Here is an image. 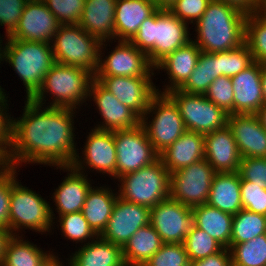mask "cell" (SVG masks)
Instances as JSON below:
<instances>
[{"instance_id": "19", "label": "cell", "mask_w": 266, "mask_h": 266, "mask_svg": "<svg viewBox=\"0 0 266 266\" xmlns=\"http://www.w3.org/2000/svg\"><path fill=\"white\" fill-rule=\"evenodd\" d=\"M89 97H93L99 113L103 117V124L95 129L104 131H117L132 129L140 125L141 118L128 106L122 104L117 98L105 89L95 78L89 88Z\"/></svg>"}, {"instance_id": "13", "label": "cell", "mask_w": 266, "mask_h": 266, "mask_svg": "<svg viewBox=\"0 0 266 266\" xmlns=\"http://www.w3.org/2000/svg\"><path fill=\"white\" fill-rule=\"evenodd\" d=\"M150 224L163 243L183 244L194 225L192 208L170 197L150 208Z\"/></svg>"}, {"instance_id": "6", "label": "cell", "mask_w": 266, "mask_h": 266, "mask_svg": "<svg viewBox=\"0 0 266 266\" xmlns=\"http://www.w3.org/2000/svg\"><path fill=\"white\" fill-rule=\"evenodd\" d=\"M103 45L107 46L80 25H61L51 41L55 63L81 67L93 75L97 72Z\"/></svg>"}, {"instance_id": "36", "label": "cell", "mask_w": 266, "mask_h": 266, "mask_svg": "<svg viewBox=\"0 0 266 266\" xmlns=\"http://www.w3.org/2000/svg\"><path fill=\"white\" fill-rule=\"evenodd\" d=\"M266 234V216L241 209L233 215L231 244H240Z\"/></svg>"}, {"instance_id": "55", "label": "cell", "mask_w": 266, "mask_h": 266, "mask_svg": "<svg viewBox=\"0 0 266 266\" xmlns=\"http://www.w3.org/2000/svg\"><path fill=\"white\" fill-rule=\"evenodd\" d=\"M58 256H55L54 253L51 254L41 266H64L59 260Z\"/></svg>"}, {"instance_id": "23", "label": "cell", "mask_w": 266, "mask_h": 266, "mask_svg": "<svg viewBox=\"0 0 266 266\" xmlns=\"http://www.w3.org/2000/svg\"><path fill=\"white\" fill-rule=\"evenodd\" d=\"M204 134L186 130L173 144L159 154L165 168L176 172L205 158Z\"/></svg>"}, {"instance_id": "49", "label": "cell", "mask_w": 266, "mask_h": 266, "mask_svg": "<svg viewBox=\"0 0 266 266\" xmlns=\"http://www.w3.org/2000/svg\"><path fill=\"white\" fill-rule=\"evenodd\" d=\"M5 96V92L0 90V145L8 152L12 141V120L14 118L6 113L8 96Z\"/></svg>"}, {"instance_id": "14", "label": "cell", "mask_w": 266, "mask_h": 266, "mask_svg": "<svg viewBox=\"0 0 266 266\" xmlns=\"http://www.w3.org/2000/svg\"><path fill=\"white\" fill-rule=\"evenodd\" d=\"M118 42L115 49L104 60L101 58L103 49L100 48V62L94 76L151 77L154 75V66L149 62L145 52L139 50L130 41Z\"/></svg>"}, {"instance_id": "46", "label": "cell", "mask_w": 266, "mask_h": 266, "mask_svg": "<svg viewBox=\"0 0 266 266\" xmlns=\"http://www.w3.org/2000/svg\"><path fill=\"white\" fill-rule=\"evenodd\" d=\"M238 172L241 180L251 181L266 189V158H241Z\"/></svg>"}, {"instance_id": "28", "label": "cell", "mask_w": 266, "mask_h": 266, "mask_svg": "<svg viewBox=\"0 0 266 266\" xmlns=\"http://www.w3.org/2000/svg\"><path fill=\"white\" fill-rule=\"evenodd\" d=\"M207 204L232 215L243 209L241 176L238 171L215 174Z\"/></svg>"}, {"instance_id": "52", "label": "cell", "mask_w": 266, "mask_h": 266, "mask_svg": "<svg viewBox=\"0 0 266 266\" xmlns=\"http://www.w3.org/2000/svg\"><path fill=\"white\" fill-rule=\"evenodd\" d=\"M11 234L7 229L0 227V266L3 259V254L5 250V245L7 240L10 238Z\"/></svg>"}, {"instance_id": "30", "label": "cell", "mask_w": 266, "mask_h": 266, "mask_svg": "<svg viewBox=\"0 0 266 266\" xmlns=\"http://www.w3.org/2000/svg\"><path fill=\"white\" fill-rule=\"evenodd\" d=\"M117 197L118 195L109 187L102 186L96 189L91 187L88 191L82 213L97 236H100L106 228Z\"/></svg>"}, {"instance_id": "59", "label": "cell", "mask_w": 266, "mask_h": 266, "mask_svg": "<svg viewBox=\"0 0 266 266\" xmlns=\"http://www.w3.org/2000/svg\"><path fill=\"white\" fill-rule=\"evenodd\" d=\"M0 39H1V37H0ZM1 41H2V40H0V46L2 47V45H1L2 42H1ZM1 47H0V63H1V61H3V60H2V59H3V50H2L3 48H1ZM0 90H1V91H2V90L4 91V89H2L1 86H0Z\"/></svg>"}, {"instance_id": "25", "label": "cell", "mask_w": 266, "mask_h": 266, "mask_svg": "<svg viewBox=\"0 0 266 266\" xmlns=\"http://www.w3.org/2000/svg\"><path fill=\"white\" fill-rule=\"evenodd\" d=\"M116 0H85L78 25L106 43L115 38Z\"/></svg>"}, {"instance_id": "33", "label": "cell", "mask_w": 266, "mask_h": 266, "mask_svg": "<svg viewBox=\"0 0 266 266\" xmlns=\"http://www.w3.org/2000/svg\"><path fill=\"white\" fill-rule=\"evenodd\" d=\"M23 240L17 235L10 236L5 245L1 266H41L52 254Z\"/></svg>"}, {"instance_id": "22", "label": "cell", "mask_w": 266, "mask_h": 266, "mask_svg": "<svg viewBox=\"0 0 266 266\" xmlns=\"http://www.w3.org/2000/svg\"><path fill=\"white\" fill-rule=\"evenodd\" d=\"M234 89V114H256L264 105L261 87V64L253 62L231 77Z\"/></svg>"}, {"instance_id": "2", "label": "cell", "mask_w": 266, "mask_h": 266, "mask_svg": "<svg viewBox=\"0 0 266 266\" xmlns=\"http://www.w3.org/2000/svg\"><path fill=\"white\" fill-rule=\"evenodd\" d=\"M247 13L223 1L211 0L196 22L194 42L203 52H225L245 43Z\"/></svg>"}, {"instance_id": "20", "label": "cell", "mask_w": 266, "mask_h": 266, "mask_svg": "<svg viewBox=\"0 0 266 266\" xmlns=\"http://www.w3.org/2000/svg\"><path fill=\"white\" fill-rule=\"evenodd\" d=\"M227 125L242 158H266V129L257 114H233Z\"/></svg>"}, {"instance_id": "56", "label": "cell", "mask_w": 266, "mask_h": 266, "mask_svg": "<svg viewBox=\"0 0 266 266\" xmlns=\"http://www.w3.org/2000/svg\"><path fill=\"white\" fill-rule=\"evenodd\" d=\"M158 9L168 10L176 0H152Z\"/></svg>"}, {"instance_id": "4", "label": "cell", "mask_w": 266, "mask_h": 266, "mask_svg": "<svg viewBox=\"0 0 266 266\" xmlns=\"http://www.w3.org/2000/svg\"><path fill=\"white\" fill-rule=\"evenodd\" d=\"M3 59L11 64L26 87L30 100L39 90L43 79L55 64L51 43L13 39L7 36Z\"/></svg>"}, {"instance_id": "21", "label": "cell", "mask_w": 266, "mask_h": 266, "mask_svg": "<svg viewBox=\"0 0 266 266\" xmlns=\"http://www.w3.org/2000/svg\"><path fill=\"white\" fill-rule=\"evenodd\" d=\"M204 143L205 159L217 173L239 171L242 157L228 125L205 134Z\"/></svg>"}, {"instance_id": "29", "label": "cell", "mask_w": 266, "mask_h": 266, "mask_svg": "<svg viewBox=\"0 0 266 266\" xmlns=\"http://www.w3.org/2000/svg\"><path fill=\"white\" fill-rule=\"evenodd\" d=\"M95 239L84 243L83 247L75 251L73 257L70 256L68 264L70 266H126L122 247L100 236Z\"/></svg>"}, {"instance_id": "10", "label": "cell", "mask_w": 266, "mask_h": 266, "mask_svg": "<svg viewBox=\"0 0 266 266\" xmlns=\"http://www.w3.org/2000/svg\"><path fill=\"white\" fill-rule=\"evenodd\" d=\"M176 104L186 130L208 134L227 125L229 114L202 94L180 89L166 93Z\"/></svg>"}, {"instance_id": "43", "label": "cell", "mask_w": 266, "mask_h": 266, "mask_svg": "<svg viewBox=\"0 0 266 266\" xmlns=\"http://www.w3.org/2000/svg\"><path fill=\"white\" fill-rule=\"evenodd\" d=\"M61 25H78L85 0H42Z\"/></svg>"}, {"instance_id": "18", "label": "cell", "mask_w": 266, "mask_h": 266, "mask_svg": "<svg viewBox=\"0 0 266 266\" xmlns=\"http://www.w3.org/2000/svg\"><path fill=\"white\" fill-rule=\"evenodd\" d=\"M82 152L84 160L82 161L79 154H76L71 164L77 171L85 170L84 165L86 164L88 168H93L100 173L102 172V174H109V176L116 178L117 154L114 131L91 129Z\"/></svg>"}, {"instance_id": "5", "label": "cell", "mask_w": 266, "mask_h": 266, "mask_svg": "<svg viewBox=\"0 0 266 266\" xmlns=\"http://www.w3.org/2000/svg\"><path fill=\"white\" fill-rule=\"evenodd\" d=\"M94 75L86 69L55 63L47 72L37 93L30 99L43 106L45 94L54 96L49 107L78 108L77 105L86 102L89 88ZM45 95V96H44Z\"/></svg>"}, {"instance_id": "17", "label": "cell", "mask_w": 266, "mask_h": 266, "mask_svg": "<svg viewBox=\"0 0 266 266\" xmlns=\"http://www.w3.org/2000/svg\"><path fill=\"white\" fill-rule=\"evenodd\" d=\"M61 24L42 0H29L15 30L13 39L51 43Z\"/></svg>"}, {"instance_id": "54", "label": "cell", "mask_w": 266, "mask_h": 266, "mask_svg": "<svg viewBox=\"0 0 266 266\" xmlns=\"http://www.w3.org/2000/svg\"><path fill=\"white\" fill-rule=\"evenodd\" d=\"M261 87L263 102L266 104V63L261 64Z\"/></svg>"}, {"instance_id": "3", "label": "cell", "mask_w": 266, "mask_h": 266, "mask_svg": "<svg viewBox=\"0 0 266 266\" xmlns=\"http://www.w3.org/2000/svg\"><path fill=\"white\" fill-rule=\"evenodd\" d=\"M187 24L169 10L157 9L141 23L130 42L145 52L155 67L168 54L191 41Z\"/></svg>"}, {"instance_id": "44", "label": "cell", "mask_w": 266, "mask_h": 266, "mask_svg": "<svg viewBox=\"0 0 266 266\" xmlns=\"http://www.w3.org/2000/svg\"><path fill=\"white\" fill-rule=\"evenodd\" d=\"M241 202L243 209L266 216V189L241 180Z\"/></svg>"}, {"instance_id": "8", "label": "cell", "mask_w": 266, "mask_h": 266, "mask_svg": "<svg viewBox=\"0 0 266 266\" xmlns=\"http://www.w3.org/2000/svg\"><path fill=\"white\" fill-rule=\"evenodd\" d=\"M16 167H12V191L10 196L9 232L16 236L17 231L26 228L36 232H49L54 212L39 194L23 187L16 181ZM15 231V232H14ZM14 232V233H13Z\"/></svg>"}, {"instance_id": "34", "label": "cell", "mask_w": 266, "mask_h": 266, "mask_svg": "<svg viewBox=\"0 0 266 266\" xmlns=\"http://www.w3.org/2000/svg\"><path fill=\"white\" fill-rule=\"evenodd\" d=\"M219 76L218 53L201 51L197 66L179 89L189 94L204 95L211 83Z\"/></svg>"}, {"instance_id": "26", "label": "cell", "mask_w": 266, "mask_h": 266, "mask_svg": "<svg viewBox=\"0 0 266 266\" xmlns=\"http://www.w3.org/2000/svg\"><path fill=\"white\" fill-rule=\"evenodd\" d=\"M157 9L152 0H116L115 39L131 41L141 23Z\"/></svg>"}, {"instance_id": "51", "label": "cell", "mask_w": 266, "mask_h": 266, "mask_svg": "<svg viewBox=\"0 0 266 266\" xmlns=\"http://www.w3.org/2000/svg\"><path fill=\"white\" fill-rule=\"evenodd\" d=\"M223 1L228 4H231L245 13H254L256 12L257 6H258V0H218Z\"/></svg>"}, {"instance_id": "42", "label": "cell", "mask_w": 266, "mask_h": 266, "mask_svg": "<svg viewBox=\"0 0 266 266\" xmlns=\"http://www.w3.org/2000/svg\"><path fill=\"white\" fill-rule=\"evenodd\" d=\"M204 95L229 115L234 114V89L230 77H217Z\"/></svg>"}, {"instance_id": "7", "label": "cell", "mask_w": 266, "mask_h": 266, "mask_svg": "<svg viewBox=\"0 0 266 266\" xmlns=\"http://www.w3.org/2000/svg\"><path fill=\"white\" fill-rule=\"evenodd\" d=\"M171 173L158 159L153 164L118 178V197L149 208L169 198Z\"/></svg>"}, {"instance_id": "50", "label": "cell", "mask_w": 266, "mask_h": 266, "mask_svg": "<svg viewBox=\"0 0 266 266\" xmlns=\"http://www.w3.org/2000/svg\"><path fill=\"white\" fill-rule=\"evenodd\" d=\"M191 266H231L230 250L223 248L206 258L191 262Z\"/></svg>"}, {"instance_id": "11", "label": "cell", "mask_w": 266, "mask_h": 266, "mask_svg": "<svg viewBox=\"0 0 266 266\" xmlns=\"http://www.w3.org/2000/svg\"><path fill=\"white\" fill-rule=\"evenodd\" d=\"M216 173L205 158L171 173L169 197L191 208L207 203Z\"/></svg>"}, {"instance_id": "39", "label": "cell", "mask_w": 266, "mask_h": 266, "mask_svg": "<svg viewBox=\"0 0 266 266\" xmlns=\"http://www.w3.org/2000/svg\"><path fill=\"white\" fill-rule=\"evenodd\" d=\"M218 61L220 76L230 78L239 74L254 62L251 51L246 43L225 52H218Z\"/></svg>"}, {"instance_id": "41", "label": "cell", "mask_w": 266, "mask_h": 266, "mask_svg": "<svg viewBox=\"0 0 266 266\" xmlns=\"http://www.w3.org/2000/svg\"><path fill=\"white\" fill-rule=\"evenodd\" d=\"M143 266H191L184 244L163 243Z\"/></svg>"}, {"instance_id": "45", "label": "cell", "mask_w": 266, "mask_h": 266, "mask_svg": "<svg viewBox=\"0 0 266 266\" xmlns=\"http://www.w3.org/2000/svg\"><path fill=\"white\" fill-rule=\"evenodd\" d=\"M210 2L211 0H176L168 10L183 22L191 24L202 17Z\"/></svg>"}, {"instance_id": "53", "label": "cell", "mask_w": 266, "mask_h": 266, "mask_svg": "<svg viewBox=\"0 0 266 266\" xmlns=\"http://www.w3.org/2000/svg\"><path fill=\"white\" fill-rule=\"evenodd\" d=\"M10 167L8 152L0 145V174L6 172Z\"/></svg>"}, {"instance_id": "31", "label": "cell", "mask_w": 266, "mask_h": 266, "mask_svg": "<svg viewBox=\"0 0 266 266\" xmlns=\"http://www.w3.org/2000/svg\"><path fill=\"white\" fill-rule=\"evenodd\" d=\"M194 225L204 230L224 248L231 244L233 215L223 212L207 203L192 207Z\"/></svg>"}, {"instance_id": "37", "label": "cell", "mask_w": 266, "mask_h": 266, "mask_svg": "<svg viewBox=\"0 0 266 266\" xmlns=\"http://www.w3.org/2000/svg\"><path fill=\"white\" fill-rule=\"evenodd\" d=\"M245 43L255 62L266 63V19L255 12L246 16Z\"/></svg>"}, {"instance_id": "35", "label": "cell", "mask_w": 266, "mask_h": 266, "mask_svg": "<svg viewBox=\"0 0 266 266\" xmlns=\"http://www.w3.org/2000/svg\"><path fill=\"white\" fill-rule=\"evenodd\" d=\"M231 266H266V234L240 244H230Z\"/></svg>"}, {"instance_id": "58", "label": "cell", "mask_w": 266, "mask_h": 266, "mask_svg": "<svg viewBox=\"0 0 266 266\" xmlns=\"http://www.w3.org/2000/svg\"><path fill=\"white\" fill-rule=\"evenodd\" d=\"M263 127L266 129V104H264L256 113Z\"/></svg>"}, {"instance_id": "9", "label": "cell", "mask_w": 266, "mask_h": 266, "mask_svg": "<svg viewBox=\"0 0 266 266\" xmlns=\"http://www.w3.org/2000/svg\"><path fill=\"white\" fill-rule=\"evenodd\" d=\"M158 91L149 103L141 125L146 130L149 141L155 151L160 154L173 144L185 131L183 119L174 101L166 94ZM155 116L148 123L147 115Z\"/></svg>"}, {"instance_id": "57", "label": "cell", "mask_w": 266, "mask_h": 266, "mask_svg": "<svg viewBox=\"0 0 266 266\" xmlns=\"http://www.w3.org/2000/svg\"><path fill=\"white\" fill-rule=\"evenodd\" d=\"M255 13L266 19V0H258V6Z\"/></svg>"}, {"instance_id": "32", "label": "cell", "mask_w": 266, "mask_h": 266, "mask_svg": "<svg viewBox=\"0 0 266 266\" xmlns=\"http://www.w3.org/2000/svg\"><path fill=\"white\" fill-rule=\"evenodd\" d=\"M163 245L151 224L141 227L122 248L126 266H143Z\"/></svg>"}, {"instance_id": "15", "label": "cell", "mask_w": 266, "mask_h": 266, "mask_svg": "<svg viewBox=\"0 0 266 266\" xmlns=\"http://www.w3.org/2000/svg\"><path fill=\"white\" fill-rule=\"evenodd\" d=\"M148 224H150L149 207L117 197L113 212L100 237L123 248L139 228Z\"/></svg>"}, {"instance_id": "12", "label": "cell", "mask_w": 266, "mask_h": 266, "mask_svg": "<svg viewBox=\"0 0 266 266\" xmlns=\"http://www.w3.org/2000/svg\"><path fill=\"white\" fill-rule=\"evenodd\" d=\"M114 141L117 154V179L151 165L159 159V154L141 124L132 129L114 131Z\"/></svg>"}, {"instance_id": "16", "label": "cell", "mask_w": 266, "mask_h": 266, "mask_svg": "<svg viewBox=\"0 0 266 266\" xmlns=\"http://www.w3.org/2000/svg\"><path fill=\"white\" fill-rule=\"evenodd\" d=\"M94 78L140 118L144 117L151 98L159 91L151 77L94 76Z\"/></svg>"}, {"instance_id": "38", "label": "cell", "mask_w": 266, "mask_h": 266, "mask_svg": "<svg viewBox=\"0 0 266 266\" xmlns=\"http://www.w3.org/2000/svg\"><path fill=\"white\" fill-rule=\"evenodd\" d=\"M183 244L190 262L206 258L224 248L204 230H201L195 225H193L191 231L186 235Z\"/></svg>"}, {"instance_id": "40", "label": "cell", "mask_w": 266, "mask_h": 266, "mask_svg": "<svg viewBox=\"0 0 266 266\" xmlns=\"http://www.w3.org/2000/svg\"><path fill=\"white\" fill-rule=\"evenodd\" d=\"M61 230L66 239L73 240L76 243L86 242L88 240L98 237L89 227L88 221L84 218L82 211L75 213H68L60 215L59 220Z\"/></svg>"}, {"instance_id": "48", "label": "cell", "mask_w": 266, "mask_h": 266, "mask_svg": "<svg viewBox=\"0 0 266 266\" xmlns=\"http://www.w3.org/2000/svg\"><path fill=\"white\" fill-rule=\"evenodd\" d=\"M12 191V167L0 174V227L9 231L10 196Z\"/></svg>"}, {"instance_id": "47", "label": "cell", "mask_w": 266, "mask_h": 266, "mask_svg": "<svg viewBox=\"0 0 266 266\" xmlns=\"http://www.w3.org/2000/svg\"><path fill=\"white\" fill-rule=\"evenodd\" d=\"M29 0H0V25L5 26L6 36L17 27L23 9Z\"/></svg>"}, {"instance_id": "1", "label": "cell", "mask_w": 266, "mask_h": 266, "mask_svg": "<svg viewBox=\"0 0 266 266\" xmlns=\"http://www.w3.org/2000/svg\"><path fill=\"white\" fill-rule=\"evenodd\" d=\"M25 102L23 116L12 120V141L8 149L11 167L17 168L23 162L48 164L57 169L70 166L78 150L74 141L73 109L42 108L31 100Z\"/></svg>"}, {"instance_id": "24", "label": "cell", "mask_w": 266, "mask_h": 266, "mask_svg": "<svg viewBox=\"0 0 266 266\" xmlns=\"http://www.w3.org/2000/svg\"><path fill=\"white\" fill-rule=\"evenodd\" d=\"M59 168L70 172L53 193V201L56 203L59 216L82 211L88 191L92 187L87 175L71 165Z\"/></svg>"}, {"instance_id": "27", "label": "cell", "mask_w": 266, "mask_h": 266, "mask_svg": "<svg viewBox=\"0 0 266 266\" xmlns=\"http://www.w3.org/2000/svg\"><path fill=\"white\" fill-rule=\"evenodd\" d=\"M201 53V49L191 40L187 44L181 46L174 52L168 54L162 59L154 69H165L169 77L170 85L163 89L167 93L174 89H179L192 74L197 66V62Z\"/></svg>"}]
</instances>
